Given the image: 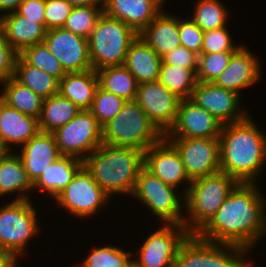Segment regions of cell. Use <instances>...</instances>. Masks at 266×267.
<instances>
[{"label": "cell", "mask_w": 266, "mask_h": 267, "mask_svg": "<svg viewBox=\"0 0 266 267\" xmlns=\"http://www.w3.org/2000/svg\"><path fill=\"white\" fill-rule=\"evenodd\" d=\"M17 149L24 169L34 183L45 170L62 155L52 133L38 132L28 142Z\"/></svg>", "instance_id": "44dd1931"}, {"label": "cell", "mask_w": 266, "mask_h": 267, "mask_svg": "<svg viewBox=\"0 0 266 267\" xmlns=\"http://www.w3.org/2000/svg\"><path fill=\"white\" fill-rule=\"evenodd\" d=\"M144 167L164 183L177 189L185 183L183 195L192 182L179 152L165 137L144 151Z\"/></svg>", "instance_id": "2e32d148"}, {"label": "cell", "mask_w": 266, "mask_h": 267, "mask_svg": "<svg viewBox=\"0 0 266 267\" xmlns=\"http://www.w3.org/2000/svg\"><path fill=\"white\" fill-rule=\"evenodd\" d=\"M99 86L95 70L66 73L59 81L58 93L80 110H89Z\"/></svg>", "instance_id": "83f0119b"}, {"label": "cell", "mask_w": 266, "mask_h": 267, "mask_svg": "<svg viewBox=\"0 0 266 267\" xmlns=\"http://www.w3.org/2000/svg\"><path fill=\"white\" fill-rule=\"evenodd\" d=\"M0 25L6 41L20 54L25 48L44 42L46 27L38 20L12 12L0 17Z\"/></svg>", "instance_id": "603a6c76"}, {"label": "cell", "mask_w": 266, "mask_h": 267, "mask_svg": "<svg viewBox=\"0 0 266 267\" xmlns=\"http://www.w3.org/2000/svg\"><path fill=\"white\" fill-rule=\"evenodd\" d=\"M235 52L201 53L198 55L197 80L199 82H214Z\"/></svg>", "instance_id": "f35d334b"}, {"label": "cell", "mask_w": 266, "mask_h": 267, "mask_svg": "<svg viewBox=\"0 0 266 267\" xmlns=\"http://www.w3.org/2000/svg\"><path fill=\"white\" fill-rule=\"evenodd\" d=\"M14 78L43 99L58 93L59 81L41 69L29 65L19 54L15 62Z\"/></svg>", "instance_id": "1f68e13d"}, {"label": "cell", "mask_w": 266, "mask_h": 267, "mask_svg": "<svg viewBox=\"0 0 266 267\" xmlns=\"http://www.w3.org/2000/svg\"><path fill=\"white\" fill-rule=\"evenodd\" d=\"M259 62L258 56L243 44L213 83L242 97L241 91L256 84L263 75Z\"/></svg>", "instance_id": "d6986e66"}, {"label": "cell", "mask_w": 266, "mask_h": 267, "mask_svg": "<svg viewBox=\"0 0 266 267\" xmlns=\"http://www.w3.org/2000/svg\"><path fill=\"white\" fill-rule=\"evenodd\" d=\"M81 110L59 93L43 100L41 115L38 119L42 132L53 133L71 121Z\"/></svg>", "instance_id": "f546056e"}, {"label": "cell", "mask_w": 266, "mask_h": 267, "mask_svg": "<svg viewBox=\"0 0 266 267\" xmlns=\"http://www.w3.org/2000/svg\"><path fill=\"white\" fill-rule=\"evenodd\" d=\"M66 73L92 70L88 39L62 28L49 29L44 39Z\"/></svg>", "instance_id": "e0dca14e"}, {"label": "cell", "mask_w": 266, "mask_h": 267, "mask_svg": "<svg viewBox=\"0 0 266 267\" xmlns=\"http://www.w3.org/2000/svg\"><path fill=\"white\" fill-rule=\"evenodd\" d=\"M18 53L6 41L0 25V82L14 77Z\"/></svg>", "instance_id": "7bdbcfd3"}, {"label": "cell", "mask_w": 266, "mask_h": 267, "mask_svg": "<svg viewBox=\"0 0 266 267\" xmlns=\"http://www.w3.org/2000/svg\"><path fill=\"white\" fill-rule=\"evenodd\" d=\"M249 253L243 247L216 244L190 234L180 246L174 267H250L254 260H244Z\"/></svg>", "instance_id": "ba28073f"}, {"label": "cell", "mask_w": 266, "mask_h": 267, "mask_svg": "<svg viewBox=\"0 0 266 267\" xmlns=\"http://www.w3.org/2000/svg\"><path fill=\"white\" fill-rule=\"evenodd\" d=\"M73 7L103 6L104 0H67Z\"/></svg>", "instance_id": "c3c4849f"}, {"label": "cell", "mask_w": 266, "mask_h": 267, "mask_svg": "<svg viewBox=\"0 0 266 267\" xmlns=\"http://www.w3.org/2000/svg\"><path fill=\"white\" fill-rule=\"evenodd\" d=\"M83 166L110 197L131 196L144 167V151L101 144L83 160Z\"/></svg>", "instance_id": "3957f363"}, {"label": "cell", "mask_w": 266, "mask_h": 267, "mask_svg": "<svg viewBox=\"0 0 266 267\" xmlns=\"http://www.w3.org/2000/svg\"><path fill=\"white\" fill-rule=\"evenodd\" d=\"M32 190L33 183L24 169L20 156L13 150L7 151L0 158V196L17 194L13 201L30 200L28 192Z\"/></svg>", "instance_id": "cb8c5ba5"}, {"label": "cell", "mask_w": 266, "mask_h": 267, "mask_svg": "<svg viewBox=\"0 0 266 267\" xmlns=\"http://www.w3.org/2000/svg\"><path fill=\"white\" fill-rule=\"evenodd\" d=\"M162 64L198 69V54L184 46H179L162 57Z\"/></svg>", "instance_id": "ee69618b"}, {"label": "cell", "mask_w": 266, "mask_h": 267, "mask_svg": "<svg viewBox=\"0 0 266 267\" xmlns=\"http://www.w3.org/2000/svg\"><path fill=\"white\" fill-rule=\"evenodd\" d=\"M52 134L61 155L82 161L102 144V127L90 110H81Z\"/></svg>", "instance_id": "8fae6325"}, {"label": "cell", "mask_w": 266, "mask_h": 267, "mask_svg": "<svg viewBox=\"0 0 266 267\" xmlns=\"http://www.w3.org/2000/svg\"><path fill=\"white\" fill-rule=\"evenodd\" d=\"M38 132L37 118L9 107L0 99V142L7 151H12V144L20 148Z\"/></svg>", "instance_id": "7402d4cb"}, {"label": "cell", "mask_w": 266, "mask_h": 267, "mask_svg": "<svg viewBox=\"0 0 266 267\" xmlns=\"http://www.w3.org/2000/svg\"><path fill=\"white\" fill-rule=\"evenodd\" d=\"M158 81L181 100L189 99L198 83L197 69L161 64Z\"/></svg>", "instance_id": "d6a6232c"}, {"label": "cell", "mask_w": 266, "mask_h": 267, "mask_svg": "<svg viewBox=\"0 0 266 267\" xmlns=\"http://www.w3.org/2000/svg\"><path fill=\"white\" fill-rule=\"evenodd\" d=\"M127 267H136L134 262L132 261Z\"/></svg>", "instance_id": "f907efd6"}, {"label": "cell", "mask_w": 266, "mask_h": 267, "mask_svg": "<svg viewBox=\"0 0 266 267\" xmlns=\"http://www.w3.org/2000/svg\"><path fill=\"white\" fill-rule=\"evenodd\" d=\"M89 252L81 267H127L133 261L132 252L111 244L92 247Z\"/></svg>", "instance_id": "e575fe53"}, {"label": "cell", "mask_w": 266, "mask_h": 267, "mask_svg": "<svg viewBox=\"0 0 266 267\" xmlns=\"http://www.w3.org/2000/svg\"><path fill=\"white\" fill-rule=\"evenodd\" d=\"M166 1L104 0L103 13L106 16L123 21L139 35L163 10Z\"/></svg>", "instance_id": "ffe728a7"}, {"label": "cell", "mask_w": 266, "mask_h": 267, "mask_svg": "<svg viewBox=\"0 0 266 267\" xmlns=\"http://www.w3.org/2000/svg\"><path fill=\"white\" fill-rule=\"evenodd\" d=\"M179 152L191 180L220 170L219 138H166Z\"/></svg>", "instance_id": "4fadbf2b"}, {"label": "cell", "mask_w": 266, "mask_h": 267, "mask_svg": "<svg viewBox=\"0 0 266 267\" xmlns=\"http://www.w3.org/2000/svg\"><path fill=\"white\" fill-rule=\"evenodd\" d=\"M111 197L96 183L83 166L67 186L55 197L58 207L75 218H92L108 206Z\"/></svg>", "instance_id": "30bf717a"}, {"label": "cell", "mask_w": 266, "mask_h": 267, "mask_svg": "<svg viewBox=\"0 0 266 267\" xmlns=\"http://www.w3.org/2000/svg\"><path fill=\"white\" fill-rule=\"evenodd\" d=\"M82 167V160L62 155L33 183V192L34 190L45 192L54 200Z\"/></svg>", "instance_id": "4316f807"}, {"label": "cell", "mask_w": 266, "mask_h": 267, "mask_svg": "<svg viewBox=\"0 0 266 267\" xmlns=\"http://www.w3.org/2000/svg\"><path fill=\"white\" fill-rule=\"evenodd\" d=\"M125 103L126 100L120 96L98 86L89 110L93 113L99 125L103 127L121 111Z\"/></svg>", "instance_id": "74e56055"}, {"label": "cell", "mask_w": 266, "mask_h": 267, "mask_svg": "<svg viewBox=\"0 0 266 267\" xmlns=\"http://www.w3.org/2000/svg\"><path fill=\"white\" fill-rule=\"evenodd\" d=\"M7 152V150L2 146L0 142V158Z\"/></svg>", "instance_id": "681fc988"}, {"label": "cell", "mask_w": 266, "mask_h": 267, "mask_svg": "<svg viewBox=\"0 0 266 267\" xmlns=\"http://www.w3.org/2000/svg\"><path fill=\"white\" fill-rule=\"evenodd\" d=\"M182 194L143 167L131 196L140 200L160 223L183 224L185 196Z\"/></svg>", "instance_id": "9c48e42d"}, {"label": "cell", "mask_w": 266, "mask_h": 267, "mask_svg": "<svg viewBox=\"0 0 266 267\" xmlns=\"http://www.w3.org/2000/svg\"><path fill=\"white\" fill-rule=\"evenodd\" d=\"M251 115L223 124L219 137L220 170L238 183H257L266 163V134Z\"/></svg>", "instance_id": "7a4b0ae2"}, {"label": "cell", "mask_w": 266, "mask_h": 267, "mask_svg": "<svg viewBox=\"0 0 266 267\" xmlns=\"http://www.w3.org/2000/svg\"><path fill=\"white\" fill-rule=\"evenodd\" d=\"M16 12L45 26V0H25Z\"/></svg>", "instance_id": "f6af8a7d"}, {"label": "cell", "mask_w": 266, "mask_h": 267, "mask_svg": "<svg viewBox=\"0 0 266 267\" xmlns=\"http://www.w3.org/2000/svg\"><path fill=\"white\" fill-rule=\"evenodd\" d=\"M137 36L123 21L103 13L88 38L93 70L124 65L128 49Z\"/></svg>", "instance_id": "8992f818"}, {"label": "cell", "mask_w": 266, "mask_h": 267, "mask_svg": "<svg viewBox=\"0 0 266 267\" xmlns=\"http://www.w3.org/2000/svg\"><path fill=\"white\" fill-rule=\"evenodd\" d=\"M178 30L181 46L201 54L204 31L190 18L178 17Z\"/></svg>", "instance_id": "60d3db41"}, {"label": "cell", "mask_w": 266, "mask_h": 267, "mask_svg": "<svg viewBox=\"0 0 266 267\" xmlns=\"http://www.w3.org/2000/svg\"><path fill=\"white\" fill-rule=\"evenodd\" d=\"M237 184L223 172L192 180L184 195L186 216L183 219L190 234H197L211 220Z\"/></svg>", "instance_id": "277c9868"}, {"label": "cell", "mask_w": 266, "mask_h": 267, "mask_svg": "<svg viewBox=\"0 0 266 267\" xmlns=\"http://www.w3.org/2000/svg\"><path fill=\"white\" fill-rule=\"evenodd\" d=\"M139 36L162 58L168 52L181 46L178 16L163 9Z\"/></svg>", "instance_id": "d4e9b609"}, {"label": "cell", "mask_w": 266, "mask_h": 267, "mask_svg": "<svg viewBox=\"0 0 266 267\" xmlns=\"http://www.w3.org/2000/svg\"><path fill=\"white\" fill-rule=\"evenodd\" d=\"M265 199L257 183H238L196 235L209 242L252 251L266 235Z\"/></svg>", "instance_id": "6da1fadb"}, {"label": "cell", "mask_w": 266, "mask_h": 267, "mask_svg": "<svg viewBox=\"0 0 266 267\" xmlns=\"http://www.w3.org/2000/svg\"><path fill=\"white\" fill-rule=\"evenodd\" d=\"M25 0H0V17L16 12L18 7L24 2Z\"/></svg>", "instance_id": "bcb514c9"}, {"label": "cell", "mask_w": 266, "mask_h": 267, "mask_svg": "<svg viewBox=\"0 0 266 267\" xmlns=\"http://www.w3.org/2000/svg\"><path fill=\"white\" fill-rule=\"evenodd\" d=\"M73 6L67 0H45V27L47 30L62 28Z\"/></svg>", "instance_id": "b9f144b4"}, {"label": "cell", "mask_w": 266, "mask_h": 267, "mask_svg": "<svg viewBox=\"0 0 266 267\" xmlns=\"http://www.w3.org/2000/svg\"><path fill=\"white\" fill-rule=\"evenodd\" d=\"M164 135L136 101H126L121 111L102 127V144L146 151Z\"/></svg>", "instance_id": "5b68a950"}, {"label": "cell", "mask_w": 266, "mask_h": 267, "mask_svg": "<svg viewBox=\"0 0 266 267\" xmlns=\"http://www.w3.org/2000/svg\"><path fill=\"white\" fill-rule=\"evenodd\" d=\"M102 14L103 6L73 7L63 28L88 39Z\"/></svg>", "instance_id": "8d00e7d4"}, {"label": "cell", "mask_w": 266, "mask_h": 267, "mask_svg": "<svg viewBox=\"0 0 266 267\" xmlns=\"http://www.w3.org/2000/svg\"><path fill=\"white\" fill-rule=\"evenodd\" d=\"M227 27L204 32L201 53L236 52L242 45H236Z\"/></svg>", "instance_id": "ab89813d"}, {"label": "cell", "mask_w": 266, "mask_h": 267, "mask_svg": "<svg viewBox=\"0 0 266 267\" xmlns=\"http://www.w3.org/2000/svg\"><path fill=\"white\" fill-rule=\"evenodd\" d=\"M0 251L17 259L26 253L30 241L40 232V222L32 200L0 205Z\"/></svg>", "instance_id": "52a82bcc"}, {"label": "cell", "mask_w": 266, "mask_h": 267, "mask_svg": "<svg viewBox=\"0 0 266 267\" xmlns=\"http://www.w3.org/2000/svg\"><path fill=\"white\" fill-rule=\"evenodd\" d=\"M190 99L222 124L242 121L250 113L241 105L243 98L239 94L215 85L213 82L198 81Z\"/></svg>", "instance_id": "5bb4252c"}, {"label": "cell", "mask_w": 266, "mask_h": 267, "mask_svg": "<svg viewBox=\"0 0 266 267\" xmlns=\"http://www.w3.org/2000/svg\"><path fill=\"white\" fill-rule=\"evenodd\" d=\"M190 233L183 224H161L146 237L133 256L136 267H174L180 246Z\"/></svg>", "instance_id": "7c38bea8"}, {"label": "cell", "mask_w": 266, "mask_h": 267, "mask_svg": "<svg viewBox=\"0 0 266 267\" xmlns=\"http://www.w3.org/2000/svg\"><path fill=\"white\" fill-rule=\"evenodd\" d=\"M191 19L205 32L228 26L229 11L220 0H197Z\"/></svg>", "instance_id": "836d02e7"}, {"label": "cell", "mask_w": 266, "mask_h": 267, "mask_svg": "<svg viewBox=\"0 0 266 267\" xmlns=\"http://www.w3.org/2000/svg\"><path fill=\"white\" fill-rule=\"evenodd\" d=\"M0 84L3 86L0 98L4 103L23 114L39 119L44 100L40 95L35 94L14 77L1 81Z\"/></svg>", "instance_id": "f1b7e54d"}, {"label": "cell", "mask_w": 266, "mask_h": 267, "mask_svg": "<svg viewBox=\"0 0 266 267\" xmlns=\"http://www.w3.org/2000/svg\"><path fill=\"white\" fill-rule=\"evenodd\" d=\"M162 58L139 35L130 45L124 66L138 84L159 80Z\"/></svg>", "instance_id": "484cf974"}, {"label": "cell", "mask_w": 266, "mask_h": 267, "mask_svg": "<svg viewBox=\"0 0 266 267\" xmlns=\"http://www.w3.org/2000/svg\"><path fill=\"white\" fill-rule=\"evenodd\" d=\"M180 100L159 81L138 84L135 98L163 135L174 125Z\"/></svg>", "instance_id": "9a60e30c"}, {"label": "cell", "mask_w": 266, "mask_h": 267, "mask_svg": "<svg viewBox=\"0 0 266 267\" xmlns=\"http://www.w3.org/2000/svg\"><path fill=\"white\" fill-rule=\"evenodd\" d=\"M19 55L29 65L41 69L58 81L66 74L60 61L50 52L44 42L25 48Z\"/></svg>", "instance_id": "d590c367"}, {"label": "cell", "mask_w": 266, "mask_h": 267, "mask_svg": "<svg viewBox=\"0 0 266 267\" xmlns=\"http://www.w3.org/2000/svg\"><path fill=\"white\" fill-rule=\"evenodd\" d=\"M223 124L190 98L180 100L174 125L165 138H219Z\"/></svg>", "instance_id": "ac0fdd59"}, {"label": "cell", "mask_w": 266, "mask_h": 267, "mask_svg": "<svg viewBox=\"0 0 266 267\" xmlns=\"http://www.w3.org/2000/svg\"><path fill=\"white\" fill-rule=\"evenodd\" d=\"M18 260L10 253L0 251V267H18Z\"/></svg>", "instance_id": "7dc6e473"}, {"label": "cell", "mask_w": 266, "mask_h": 267, "mask_svg": "<svg viewBox=\"0 0 266 267\" xmlns=\"http://www.w3.org/2000/svg\"><path fill=\"white\" fill-rule=\"evenodd\" d=\"M99 86L126 101H135L138 82L133 74L124 66H108L96 70Z\"/></svg>", "instance_id": "4dcf8cb0"}]
</instances>
